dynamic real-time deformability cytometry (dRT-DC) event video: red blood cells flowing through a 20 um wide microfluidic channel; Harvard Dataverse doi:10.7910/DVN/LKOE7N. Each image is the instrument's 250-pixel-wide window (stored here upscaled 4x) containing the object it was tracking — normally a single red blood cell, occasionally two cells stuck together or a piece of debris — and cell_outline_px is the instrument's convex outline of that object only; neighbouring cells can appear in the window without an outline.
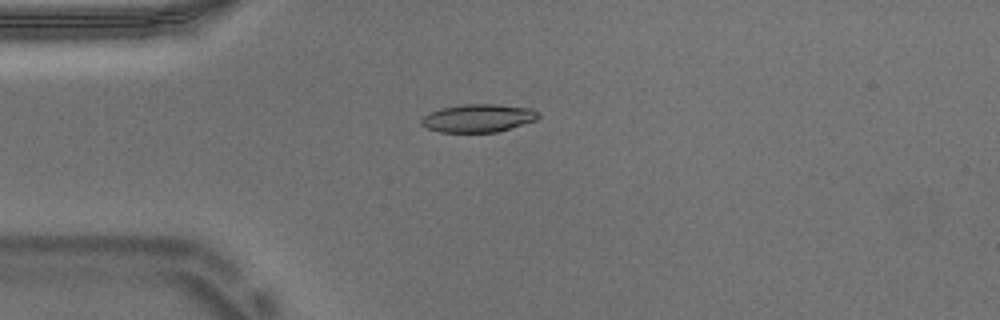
{"species": "Egyptian fruit bat (a non-hibernating species)", "species_latin": "Rousettus aegyptiacus", "temperature_condition": "warm", "stored_images_in_passage": 41, "camera_frame_rate_fps": 3000, "um_per_image_px": 0.085, "animal": {"sex": "male"}, "frame": {"image": 1, "passage_image": 1, "time_ms": 0.0, "image_size_px": [1000, 320], "cell_outline_px": [[540, 116], [536, 120], [496, 132], [440, 132], [428, 128], [420, 124], [420, 120], [428, 112], [440, 108], [464, 104], [496, 104], [532, 108]], "centroid_in_image_um": [40.61, 10.03], "position_along_channel_um": 44.4, "area_um2": 19.07}}
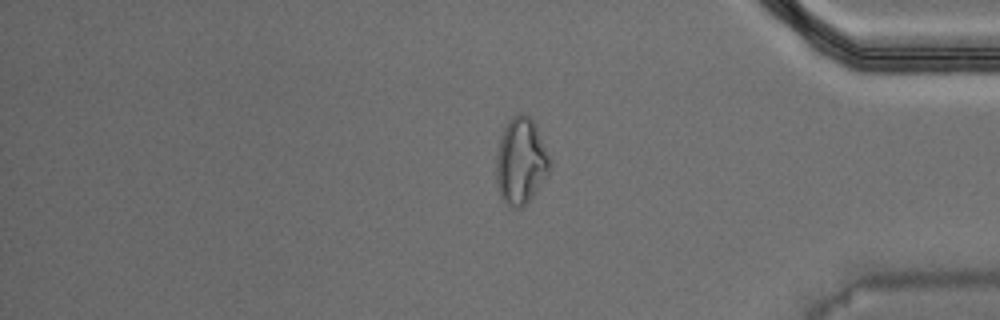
{"frame": {"image": 2, "passage_image": 32, "time_ms": 10.333, "image_size_px": [1000, 320], "cell_outline_px": [[552, 168], [532, 196], [520, 208], [516, 208], [504, 204], [500, 196], [496, 184], [496, 156], [500, 136], [504, 124], [516, 112], [524, 112], [536, 124], [552, 160]], "centroid_in_image_um": [44.27, 13.65], "position_along_channel_um": 390.9, "area_um2": 27.63}}
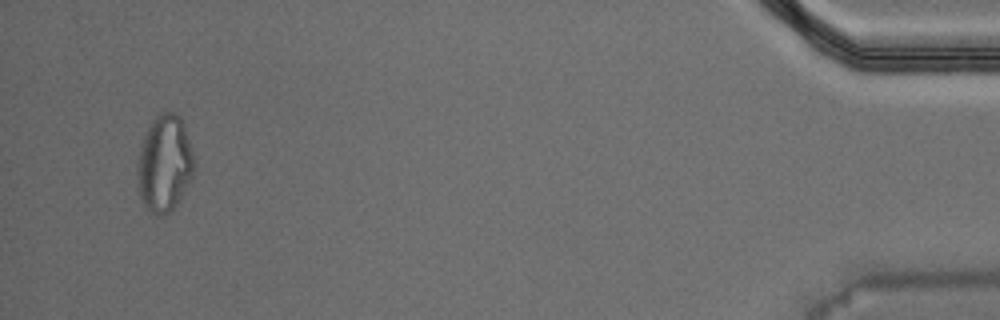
{"frame": {"image": 3, "passage_image": 39, "time_ms": 12.667, "image_size_px": [1000, 320], "cell_outline_px": [[196, 164], [192, 176], [172, 212], [164, 216], [156, 216], [144, 208], [140, 200], [136, 184], [136, 172], [140, 148], [144, 136], [152, 120], [160, 112], [176, 112], [180, 116]], "centroid_in_image_um": [13.95, 13.96], "position_along_channel_um": 421.3, "area_um2": 32.37}, "authors_computed_cell_mechanics": {"area_um2": 19.652, "velocity_mm_per_s": 3.737, "shape_relaxation_time_tau1_ms": null, "shape_relaxation_time_tau2_ms": 2.9284, "deformation_change_tau1": null, "deformation_change_tau2": 0.0951}}